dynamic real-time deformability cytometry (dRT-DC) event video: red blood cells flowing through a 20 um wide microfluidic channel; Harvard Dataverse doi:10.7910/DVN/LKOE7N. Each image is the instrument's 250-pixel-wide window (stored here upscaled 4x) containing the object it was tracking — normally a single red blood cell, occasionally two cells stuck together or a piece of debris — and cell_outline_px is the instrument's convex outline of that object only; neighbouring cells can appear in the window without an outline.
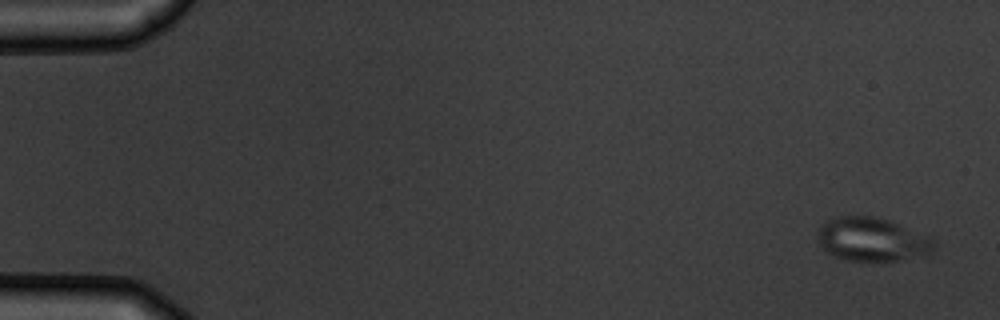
{"species": "common noctule bat (a hibernating species)", "species_latin": "Nyctalus noctula", "temperature_condition": "warm", "stored_images_in_passage": 5, "camera_frame_rate_fps": 3000, "um_per_image_px": 0.085, "animal": {"sex": "male", "body_mass_g": 19.5, "forearm_length_mm": 54.6}, "frame": {"image": 1, "passage_image": 1, "time_ms": 0.0, "image_size_px": [1000, 320], "cell_outline_px": [[936, 244], [932, 252], [896, 260], [844, 260], [832, 256], [820, 244], [816, 236], [820, 228], [828, 220], [836, 216], [872, 216], [892, 220], [932, 236], [936, 240]], "centroid_in_image_um": [74.16, 20.32], "position_along_channel_um": 10.8, "area_um2": 29.71}}